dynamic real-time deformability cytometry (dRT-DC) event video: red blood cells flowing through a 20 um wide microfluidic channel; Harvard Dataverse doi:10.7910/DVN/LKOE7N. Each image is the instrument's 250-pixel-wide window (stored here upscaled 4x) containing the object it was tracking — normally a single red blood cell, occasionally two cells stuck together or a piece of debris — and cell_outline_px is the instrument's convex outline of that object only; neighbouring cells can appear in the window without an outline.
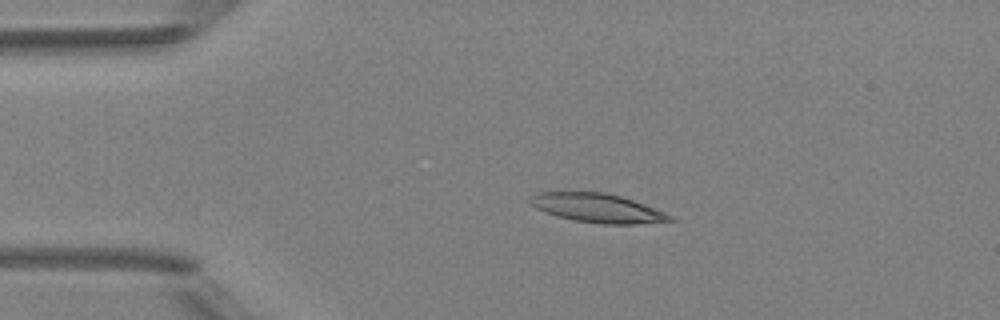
{"species": "Egyptian fruit bat (a non-hibernating species)", "species_latin": "Rousettus aegyptiacus", "temperature_condition": "room temperature", "stored_images_in_passage": 3, "camera_frame_rate_fps": 3000, "um_per_image_px": 0.085, "animal": {"sex": "female"}, "frame": {"image": 1, "passage_image": 2, "time_ms": 1.333, "image_size_px": [1000, 320], "cell_outline_px": [[676, 220], [636, 224], [600, 224], [576, 220], [556, 216], [536, 208], [528, 200], [528, 196], [536, 192], [604, 192], [620, 196], [644, 204], [664, 212], [672, 216]], "centroid_in_image_um": [50.75, 17.68], "position_along_channel_um": 34.2, "area_um2": 23.47}}